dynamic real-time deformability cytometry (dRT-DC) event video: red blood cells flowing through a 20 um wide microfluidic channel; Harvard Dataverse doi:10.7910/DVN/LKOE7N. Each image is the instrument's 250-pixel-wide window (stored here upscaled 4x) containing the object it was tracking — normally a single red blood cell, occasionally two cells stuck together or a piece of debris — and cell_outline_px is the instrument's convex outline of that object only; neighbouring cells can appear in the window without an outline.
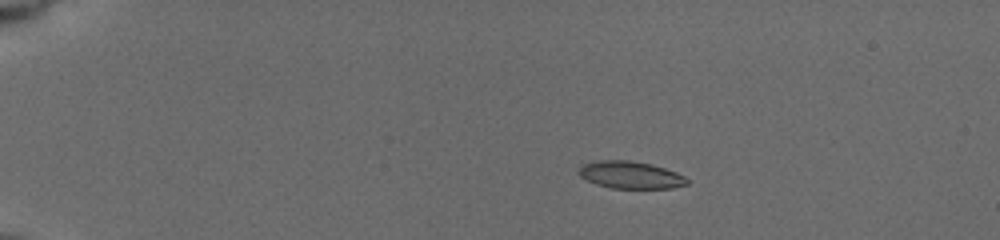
{"species": "common noctule bat (a hibernating species)", "species_latin": "Nyctalus noctula", "temperature_condition": "cold", "stored_images_in_passage": 7, "camera_frame_rate_fps": 3000, "um_per_image_px": 0.085, "animal": {"sex": "female", "body_mass_g": 19.5, "forearm_length_mm": 54.1}, "frame": {"image": 1, "passage_image": 4, "time_ms": 3.0, "image_size_px": [1000, 240], "cell_outline_px": [[688, 184], [672, 188], [612, 188], [596, 184], [580, 176], [576, 172], [584, 164], [596, 160], [632, 160], [652, 164], [676, 172], [684, 176], [688, 180]], "centroid_in_image_um": [53.59, 14.86], "position_along_channel_um": 31.4, "area_um2": 17.22}}